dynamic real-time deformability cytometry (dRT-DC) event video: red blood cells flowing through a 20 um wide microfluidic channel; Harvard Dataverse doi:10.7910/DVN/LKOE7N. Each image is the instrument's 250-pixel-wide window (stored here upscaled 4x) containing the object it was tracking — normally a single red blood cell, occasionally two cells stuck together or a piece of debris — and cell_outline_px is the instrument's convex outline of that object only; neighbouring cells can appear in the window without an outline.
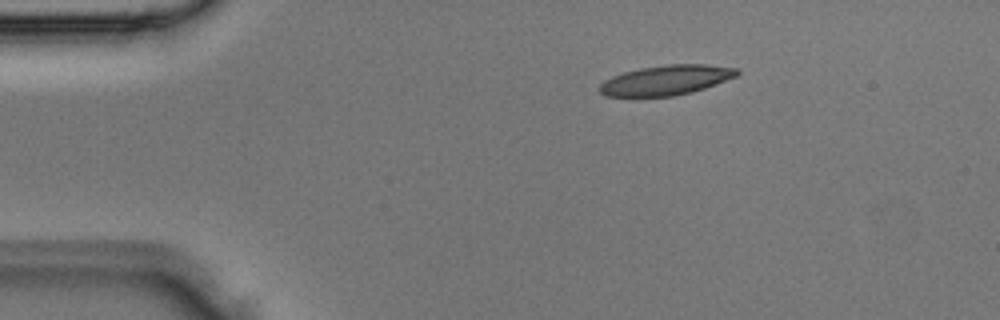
{"species": "Egyptian fruit bat (a non-hibernating species)", "species_latin": "Rousettus aegyptiacus", "temperature_condition": "room temperature", "stored_images_in_passage": 3, "segment_of_instrument_passage": [1, 2], "camera_frame_rate_fps": 3000, "um_per_image_px": 0.085, "animal": {"sex": "male"}, "frame": {"image": 1, "passage_image": 1, "time_ms": 0.0, "image_size_px": [1000, 320], "cell_outline_px": [[740, 72], [736, 76], [704, 88], [692, 92], [672, 96], [604, 96], [596, 88], [604, 80], [612, 76], [624, 72], [640, 68], [668, 64], [708, 64], [736, 68]], "centroid_in_image_um": [56.58, 6.81], "position_along_channel_um": 28.4, "area_um2": 23.87}}